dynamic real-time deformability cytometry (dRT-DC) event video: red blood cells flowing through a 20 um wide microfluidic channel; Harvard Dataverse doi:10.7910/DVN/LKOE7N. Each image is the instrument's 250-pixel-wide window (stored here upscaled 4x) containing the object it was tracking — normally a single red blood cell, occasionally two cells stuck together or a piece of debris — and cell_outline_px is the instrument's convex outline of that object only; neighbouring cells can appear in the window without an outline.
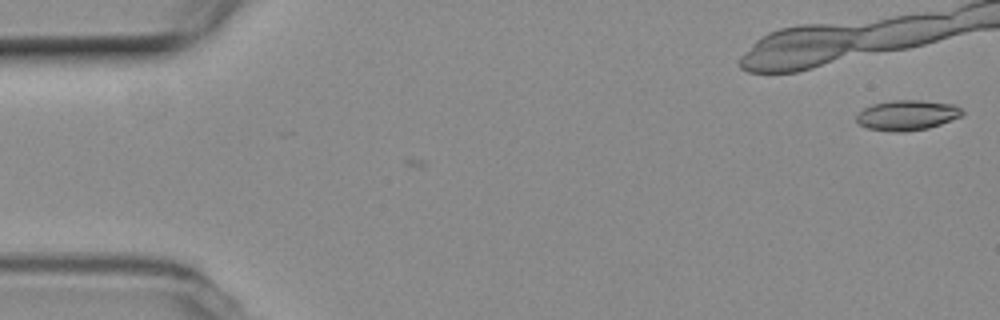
{"species": "common noctule bat (a hibernating species)", "species_latin": "Nyctalus noctula", "temperature_condition": "room temperature", "stored_images_in_passage": 3, "camera_frame_rate_fps": 3000, "um_per_image_px": 0.085, "animal": {"sex": "female", "body_mass_g": 19.3, "forearm_length_mm": 54.1}, "frame": {"image": 1, "passage_image": 3, "time_ms": 0.667, "image_size_px": [1000, 320], "cell_outline_px": [[964, 112], [960, 116], [940, 124], [928, 128], [904, 132], [892, 132], [868, 128], [860, 124], [856, 120], [856, 116], [864, 108], [872, 104], [892, 100], [920, 100], [956, 104]], "centroid_in_image_um": [77.1, 9.78], "position_along_channel_um": 7.9, "area_um2": 18.55}}